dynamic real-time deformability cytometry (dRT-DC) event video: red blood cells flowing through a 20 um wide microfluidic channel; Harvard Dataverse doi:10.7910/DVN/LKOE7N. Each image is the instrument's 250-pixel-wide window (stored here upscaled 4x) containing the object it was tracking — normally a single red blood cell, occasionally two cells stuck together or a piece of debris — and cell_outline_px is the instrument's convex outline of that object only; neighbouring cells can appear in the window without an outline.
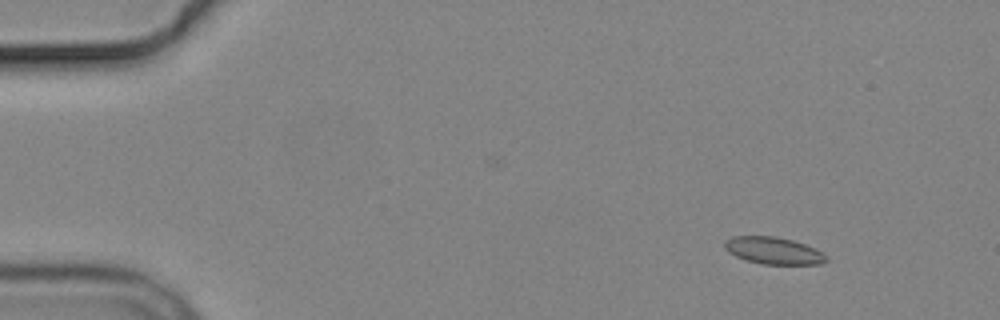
{"species": "common noctule bat (a hibernating species)", "species_latin": "Nyctalus noctula", "temperature_condition": "cold", "stored_images_in_passage": 4, "camera_frame_rate_fps": 3000, "um_per_image_px": 0.085, "animal": {"sex": "male", "body_mass_g": 19.2, "forearm_length_mm": 51.8}, "frame": {"image": 1, "passage_image": 1, "time_ms": 0.0, "image_size_px": [1000, 320], "cell_outline_px": [[828, 260], [820, 264], [760, 264], [736, 256], [728, 252], [724, 248], [724, 240], [732, 236], [776, 236], [792, 240], [804, 244], [828, 256]], "centroid_in_image_um": [65.71, 21.3], "position_along_channel_um": 19.3, "area_um2": 15.95}}
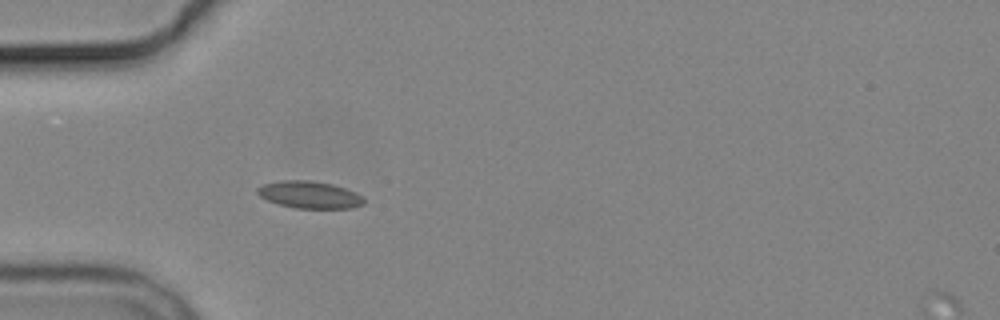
{"frame": {"image": 2, "passage_image": 4, "time_ms": 3.667, "image_size_px": [1000, 320], "cell_outline_px": [[364, 204], [352, 208], [296, 208], [280, 204], [268, 200], [260, 196], [256, 192], [256, 188], [264, 184], [280, 180], [308, 180], [332, 184], [356, 192], [364, 200]], "centroid_in_image_um": [26.3, 16.55], "position_along_channel_um": 58.7, "area_um2": 16.7}}